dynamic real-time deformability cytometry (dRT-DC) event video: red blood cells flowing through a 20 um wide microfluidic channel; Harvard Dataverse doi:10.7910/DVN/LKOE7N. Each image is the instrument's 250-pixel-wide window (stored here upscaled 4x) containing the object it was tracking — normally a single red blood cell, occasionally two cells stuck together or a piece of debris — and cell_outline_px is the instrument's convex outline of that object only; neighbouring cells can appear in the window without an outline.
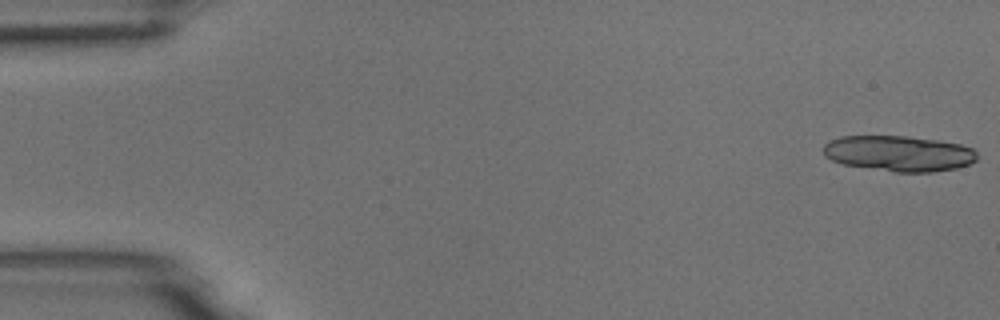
{"species": "common noctule bat (a hibernating species)", "species_latin": "Nyctalus noctula", "temperature_condition": "room temperature", "stored_images_in_passage": 16, "camera_frame_rate_fps": 3000, "um_per_image_px": 0.085, "animal": {"sex": "male", "body_mass_g": 18.8}, "frame": {"image": 1, "passage_image": 1, "time_ms": 0.0, "image_size_px": [1000, 320], "cell_outline_px": [[976, 160], [968, 164], [956, 168], [932, 172], [892, 172], [844, 164], [832, 160], [824, 156], [824, 144], [828, 140], [840, 136], [908, 136], [936, 140], [960, 144], [972, 148], [976, 152]], "centroid_in_image_um": [76.37, 13.04], "position_along_channel_um": 8.6, "area_um2": 31.96}}